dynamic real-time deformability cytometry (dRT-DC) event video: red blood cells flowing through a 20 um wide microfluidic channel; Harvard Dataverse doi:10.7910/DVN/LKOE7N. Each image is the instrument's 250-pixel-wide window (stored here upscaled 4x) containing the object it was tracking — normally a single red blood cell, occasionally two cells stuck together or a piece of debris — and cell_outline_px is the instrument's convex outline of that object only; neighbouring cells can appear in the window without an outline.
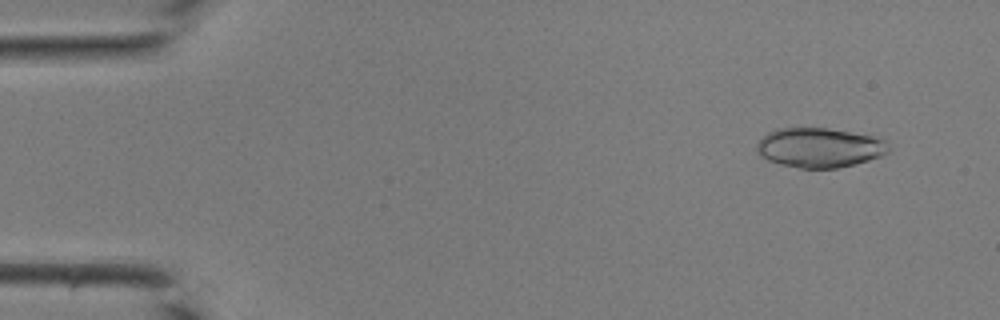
{"species": "common noctule bat (a hibernating species)", "species_latin": "Nyctalus noctula", "temperature_condition": "room temperature", "stored_images_in_passage": 42, "camera_frame_rate_fps": 3000, "um_per_image_px": 0.085, "animal": {"sex": "male", "body_mass_g": 19.0, "forearm_length_mm": 50.8}, "frame": {"image": 1, "passage_image": 4, "time_ms": 1.0, "image_size_px": [1000, 320], "cell_outline_px": [[888, 152], [880, 156], [868, 160], [836, 168], [800, 168], [780, 164], [768, 160], [760, 156], [756, 152], [756, 144], [768, 132], [776, 128], [824, 128], [872, 136], [884, 140], [888, 148]], "centroid_in_image_um": [69.59, 12.55], "position_along_channel_um": 15.4, "area_um2": 30.06}}